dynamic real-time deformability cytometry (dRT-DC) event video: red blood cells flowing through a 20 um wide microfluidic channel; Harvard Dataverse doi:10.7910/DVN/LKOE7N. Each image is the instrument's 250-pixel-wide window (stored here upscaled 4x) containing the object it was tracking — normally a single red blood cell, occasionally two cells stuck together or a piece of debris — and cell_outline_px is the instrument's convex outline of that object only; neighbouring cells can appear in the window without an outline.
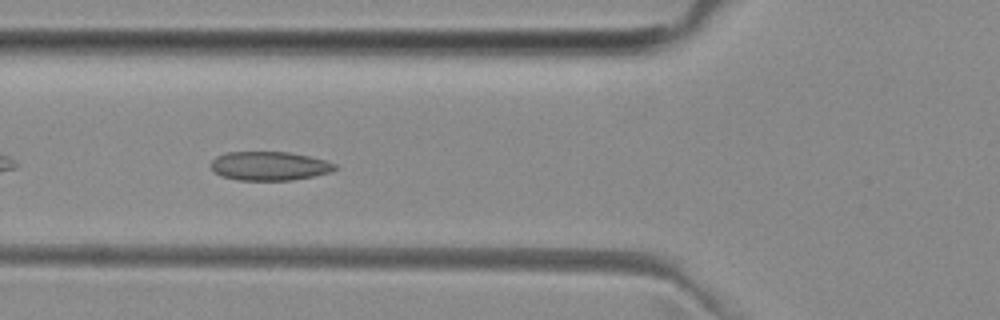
{"species": "common noctule bat (a hibernating species)", "species_latin": "Nyctalus noctula", "temperature_condition": "room temperature", "stored_images_in_passage": 39, "camera_frame_rate_fps": 3000, "um_per_image_px": 0.085, "animal": {"sex": "female", "body_mass_g": 29.2, "forearm_length_mm": 56.3}, "frame": {"image": 1, "passage_image": 5, "time_ms": 1.333, "image_size_px": [1000, 320], "cell_outline_px": [[340, 168], [332, 172], [292, 180], [236, 180], [220, 176], [212, 168], [212, 160], [216, 156], [224, 152], [288, 152], [308, 156], [324, 160], [336, 164]], "centroid_in_image_um": [22.91, 14.11], "position_along_channel_um": 102.9, "area_um2": 20.92}}
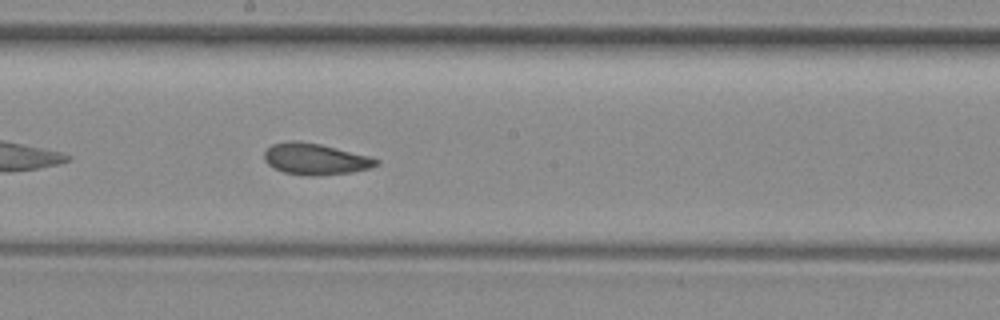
{"frame": {"image": 2, "passage_image": 14, "time_ms": 4.333, "image_size_px": [1000, 320], "cell_outline_px": [[380, 164], [368, 168], [352, 172], [312, 176], [308, 176], [284, 172], [272, 168], [264, 160], [264, 152], [272, 144], [288, 140], [300, 140], [320, 144], [368, 156], [380, 160]], "centroid_in_image_um": [26.76, 13.51], "position_along_channel_um": 221.4, "area_um2": 20.46}}
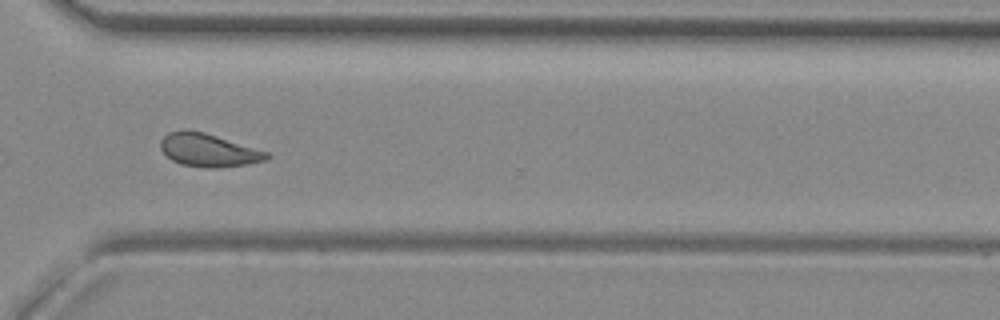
{"frame": {"image": 3, "passage_image": 24, "time_ms": 7.667, "image_size_px": [1000, 320], "cell_outline_px": [[272, 156], [268, 160], [244, 164], [216, 168], [204, 168], [180, 164], [172, 160], [160, 148], [160, 140], [168, 132], [184, 128], [204, 132], [268, 152]], "centroid_in_image_um": [17.7, 12.75], "position_along_channel_um": 352.9, "area_um2": 20.52}, "authors_computed_cell_mechanics": {"area_um2": 20.4034, "velocity_mm_per_s": 3.9506, "shape_relaxation_time_tau1_ms": null, "shape_relaxation_time_tau2_ms": 2.9124, "deformation_change_tau1": null, "deformation_change_tau2": 0.0755}}